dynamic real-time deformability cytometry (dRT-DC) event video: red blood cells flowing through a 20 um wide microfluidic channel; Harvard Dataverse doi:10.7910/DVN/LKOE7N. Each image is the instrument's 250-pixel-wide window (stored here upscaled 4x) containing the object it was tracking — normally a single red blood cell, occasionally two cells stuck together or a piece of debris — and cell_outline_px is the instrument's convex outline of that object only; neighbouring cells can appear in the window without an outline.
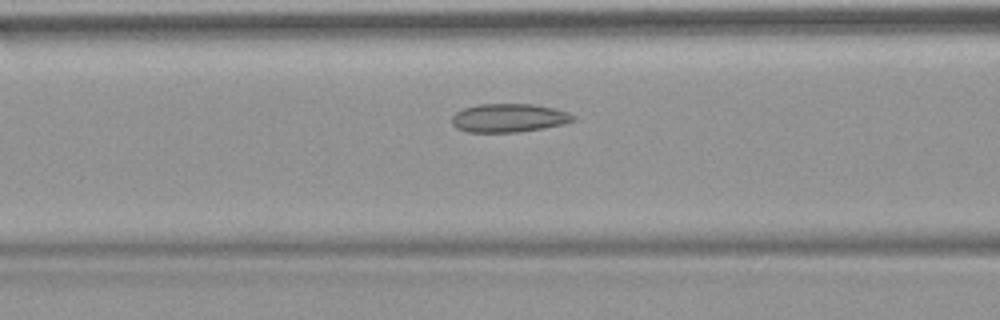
{"species": "common noctule bat (a hibernating species)", "species_latin": "Nyctalus noctula", "temperature_condition": "warm", "stored_images_in_passage": 36, "camera_frame_rate_fps": 3000, "um_per_image_px": 0.085, "animal": {"sex": "female", "body_mass_g": 18.4}, "frame": {"image": 1, "passage_image": 11, "time_ms": 3.333, "image_size_px": [1000, 320], "cell_outline_px": [[576, 120], [544, 128], [516, 132], [468, 132], [456, 128], [452, 124], [452, 116], [456, 112], [464, 108], [476, 104], [532, 104], [556, 108], [568, 112], [576, 116]], "centroid_in_image_um": [43.25, 10.02], "position_along_channel_um": 123.4, "area_um2": 20.23}}
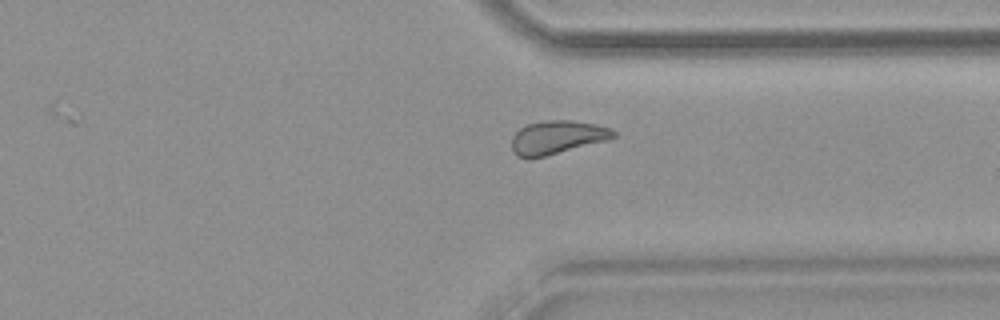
{"frame": {"image": 2, "passage_image": 30, "time_ms": 9.667, "image_size_px": [1000, 320], "cell_outline_px": [[616, 136], [608, 140], [544, 156], [516, 156], [512, 152], [512, 136], [520, 128], [528, 124], [544, 120], [572, 120], [596, 124], [612, 128], [616, 132]], "centroid_in_image_um": [47.39, 11.64], "position_along_channel_um": 364.0, "area_um2": 19.65}, "authors_computed_cell_mechanics": {"area_um2": 19.652, "velocity_mm_per_s": 3.7968, "shape_relaxation_time_tau1_ms": null, "shape_relaxation_time_tau2_ms": 2.6967, "deformation_change_tau1": null, "deformation_change_tau2": 0.098}}